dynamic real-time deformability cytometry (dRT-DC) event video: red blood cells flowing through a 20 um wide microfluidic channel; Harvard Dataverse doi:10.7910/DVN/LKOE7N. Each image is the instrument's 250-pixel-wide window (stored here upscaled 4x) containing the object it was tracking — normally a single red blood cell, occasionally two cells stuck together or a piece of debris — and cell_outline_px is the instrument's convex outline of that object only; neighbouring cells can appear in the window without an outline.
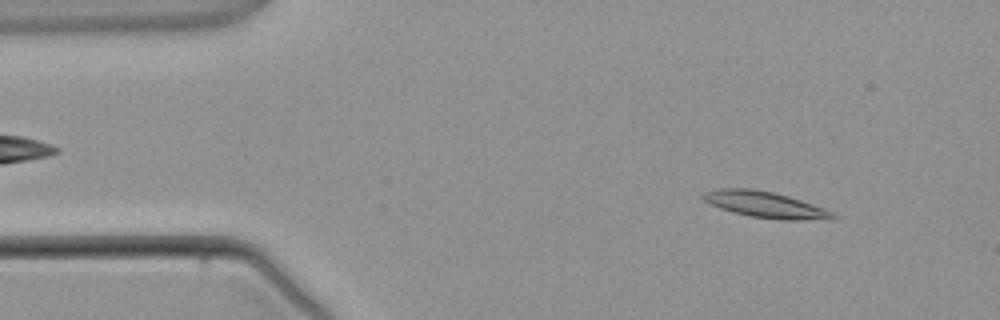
{"species": "common noctule bat (a hibernating species)", "species_latin": "Nyctalus noctula", "temperature_condition": "warm", "stored_images_in_passage": 3, "segment_of_instrument_passage": [1, 2], "camera_frame_rate_fps": 3000, "um_per_image_px": 0.085, "animal": {"sex": "male", "body_mass_g": 21.5, "forearm_length_mm": 52.0}, "frame": {"image": 1, "passage_image": 1, "time_ms": 0.0, "image_size_px": [1000, 320], "cell_outline_px": [[840, 216], [836, 220], [780, 220], [748, 216], [732, 212], [720, 208], [704, 200], [700, 196], [704, 192], [720, 188], [748, 188], [772, 192], [788, 196], [824, 208]], "centroid_in_image_um": [65.11, 17.42], "position_along_channel_um": 19.9, "area_um2": 19.94}}